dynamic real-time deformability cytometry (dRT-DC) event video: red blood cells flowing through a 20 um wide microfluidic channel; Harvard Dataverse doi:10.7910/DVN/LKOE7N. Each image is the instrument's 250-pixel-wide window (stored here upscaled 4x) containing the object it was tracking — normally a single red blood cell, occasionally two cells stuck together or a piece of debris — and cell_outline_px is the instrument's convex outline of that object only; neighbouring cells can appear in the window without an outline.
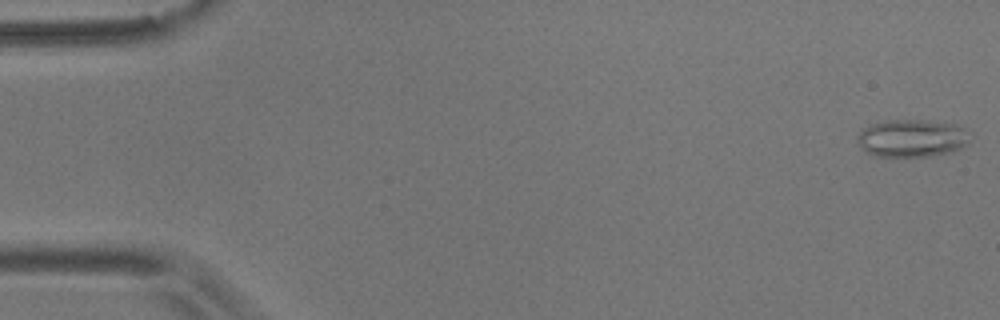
{"species": "common noctule bat (a hibernating species)", "species_latin": "Nyctalus noctula", "temperature_condition": "room temperature", "stored_images_in_passage": 55, "camera_frame_rate_fps": 3000, "um_per_image_px": 0.085, "animal": {"sex": "male", "body_mass_g": 17.9}, "frame": {"image": 1, "passage_image": 1, "time_ms": 0.0, "image_size_px": [1000, 320], "cell_outline_px": [[968, 144], [952, 152], [928, 156], [876, 156], [868, 152], [856, 140], [856, 136], [860, 128], [872, 124], [888, 120], [928, 120], [956, 124], [964, 128], [968, 140]], "centroid_in_image_um": [77.49, 11.73], "position_along_channel_um": 7.5, "area_um2": 24.62}}
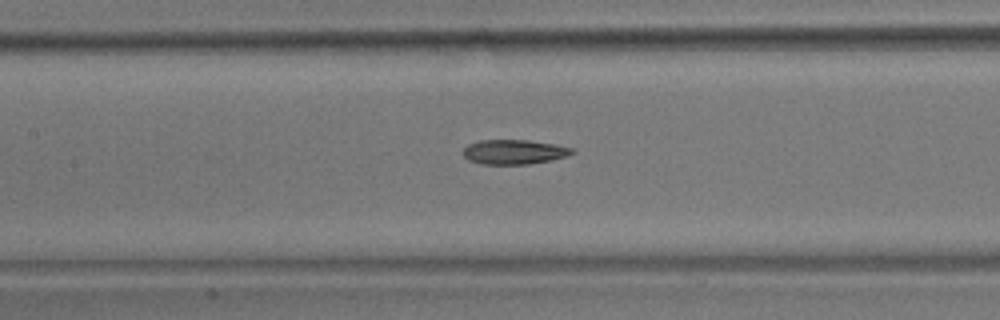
{"frame": {"image": 2, "passage_image": 25, "time_ms": 8.0, "image_size_px": [1000, 320], "cell_outline_px": [[576, 152], [552, 160], [528, 164], [480, 164], [468, 160], [464, 156], [464, 148], [468, 144], [480, 140], [528, 140], [552, 144], [572, 148]], "centroid_in_image_um": [43.66, 12.91], "position_along_channel_um": 163.7, "area_um2": 15.49}}
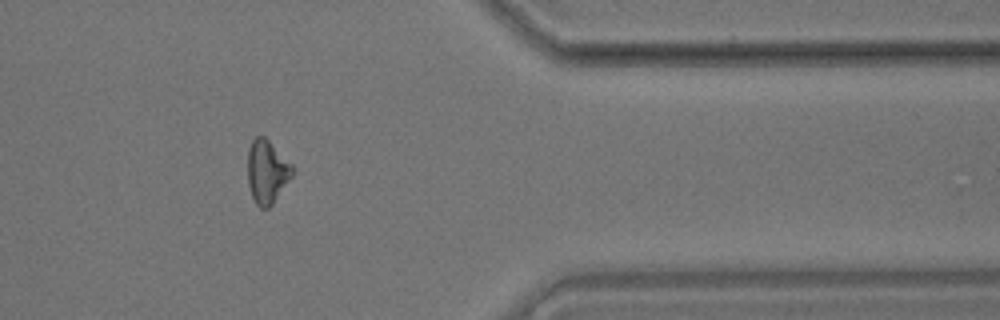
{"frame": {"image": 3, "passage_image": 45, "time_ms": 14.667, "image_size_px": [1000, 320], "cell_outline_px": [[292, 176], [272, 204], [268, 208], [260, 208], [256, 204], [252, 196], [248, 184], [248, 148], [252, 140], [256, 136], [264, 136], [292, 164]], "centroid_in_image_um": [22.67, 14.59], "position_along_channel_um": 388.7, "area_um2": 16.3}, "authors_computed_cell_mechanics": {"area_um2": 16.5308, "velocity_mm_per_s": 3.6609, "shape_relaxation_time_tau1_ms": 7.7906, "shape_relaxation_time_tau2_ms": null, "deformation_change_tau1": 0.1581, "deformation_change_tau2": null}}